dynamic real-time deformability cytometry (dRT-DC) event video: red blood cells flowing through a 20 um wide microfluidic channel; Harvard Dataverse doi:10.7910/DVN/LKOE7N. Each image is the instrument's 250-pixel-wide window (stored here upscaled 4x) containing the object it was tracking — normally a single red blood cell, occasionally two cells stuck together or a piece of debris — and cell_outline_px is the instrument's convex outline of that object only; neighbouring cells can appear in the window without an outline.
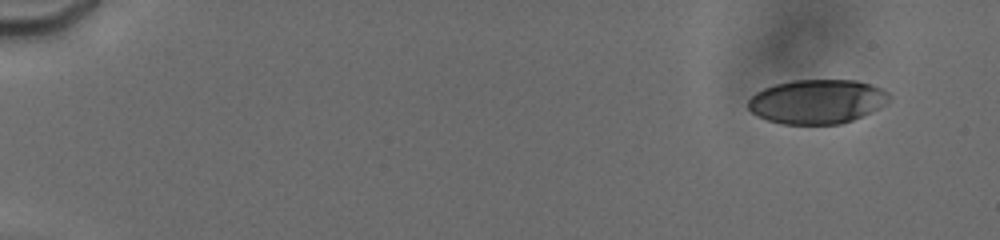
{"species": "human", "species_latin": "Homo sapiens", "temperature_condition": "cold", "stored_images_in_passage": 18, "camera_frame_rate_fps": 3000, "um_per_image_px": 0.085, "donor": {"sex": "male"}, "frame": {"image": 1, "passage_image": 3, "time_ms": 1.0, "image_size_px": [1000, 240], "cell_outline_px": [[892, 96], [880, 108], [852, 120], [840, 124], [784, 124], [768, 120], [756, 116], [748, 108], [748, 100], [756, 92], [764, 88], [776, 84], [792, 80], [856, 80], [880, 88], [888, 92]], "centroid_in_image_um": [69.44, 8.63], "position_along_channel_um": 15.6, "area_um2": 36.3}}
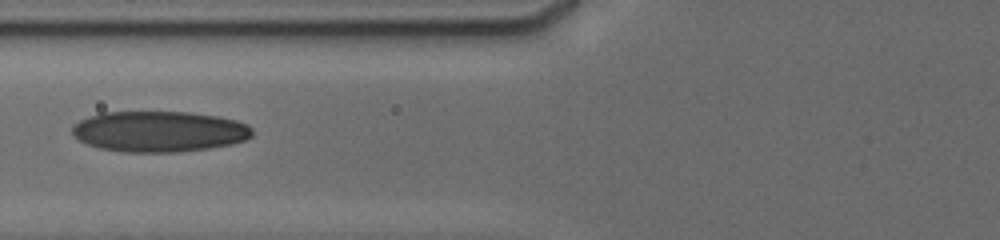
{"frame": {"image": 2, "passage_image": 15, "time_ms": 7.667, "image_size_px": [1000, 240], "cell_outline_px": [[252, 136], [244, 140], [232, 144], [208, 148], [176, 152], [124, 152], [100, 148], [88, 144], [80, 140], [72, 132], [72, 124], [88, 116], [100, 112], [188, 112], [216, 116], [236, 120], [248, 124], [252, 128]], "centroid_in_image_um": [13.52, 11.17], "position_along_channel_um": 112.3, "area_um2": 42.83}}
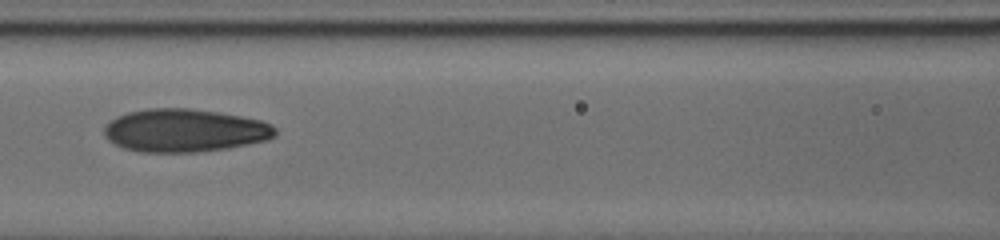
{"frame": {"image": 3, "passage_image": 17, "time_ms": 8.667, "image_size_px": [1000, 240], "cell_outline_px": [[276, 136], [268, 140], [228, 148], [196, 152], [140, 152], [124, 148], [108, 140], [104, 136], [104, 128], [116, 116], [128, 112], [148, 108], [188, 108], [216, 112], [240, 116], [260, 120], [272, 124], [276, 128]], "centroid_in_image_um": [15.7, 11.09], "position_along_channel_um": 150.9, "area_um2": 42.89}}